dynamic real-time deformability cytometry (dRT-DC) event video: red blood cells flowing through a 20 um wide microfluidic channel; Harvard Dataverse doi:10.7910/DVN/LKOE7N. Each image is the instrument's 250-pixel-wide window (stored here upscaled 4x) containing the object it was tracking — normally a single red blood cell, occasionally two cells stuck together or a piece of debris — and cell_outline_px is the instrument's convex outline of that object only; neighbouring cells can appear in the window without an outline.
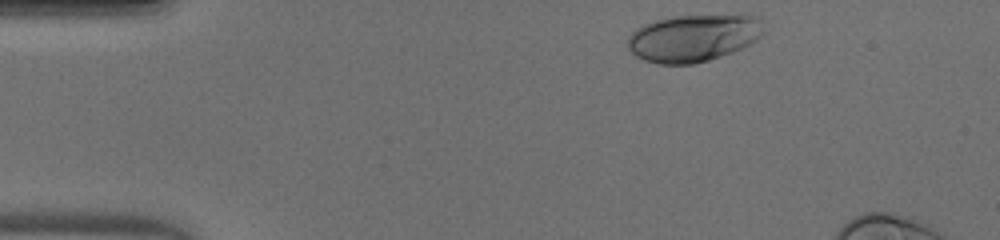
{"species": "human", "species_latin": "Homo sapiens", "temperature_condition": "warm", "stored_images_in_passage": 34, "camera_frame_rate_fps": 3000, "um_per_image_px": 0.085, "donor": {"sex": "male"}, "frame": {"image": 1, "passage_image": 1, "time_ms": 0.0, "image_size_px": [1000, 240], "cell_outline_px": [[764, 32], [756, 40], [732, 52], [708, 60], [692, 64], [660, 64], [644, 60], [636, 56], [628, 48], [628, 36], [636, 28], [644, 24], [656, 20], [672, 16], [740, 12], [748, 12], [760, 16]], "centroid_in_image_um": [59.01, 3.16], "position_along_channel_um": 26.0, "area_um2": 38.44}}
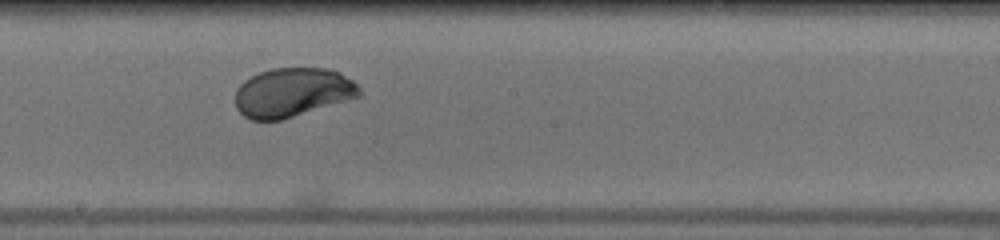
{"frame": {"image": 2, "passage_image": 21, "time_ms": 6.667, "image_size_px": [1000, 240], "cell_outline_px": [[360, 96], [348, 100], [280, 120], [252, 120], [244, 116], [236, 108], [236, 88], [244, 80], [260, 72], [272, 68], [328, 68], [340, 72], [352, 80], [360, 88]], "centroid_in_image_um": [24.85, 7.85], "position_along_channel_um": 223.3, "area_um2": 35.37}}
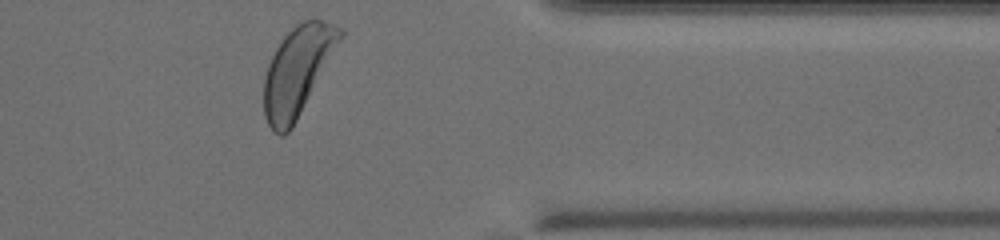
{"frame": {"image": 3, "passage_image": 34, "time_ms": 11.0, "image_size_px": [1000, 240], "cell_outline_px": [[344, 32], [292, 128], [284, 136], [280, 136], [272, 132], [264, 116], [264, 76], [268, 64], [280, 40], [296, 24], [304, 20], [320, 20], [344, 28]], "centroid_in_image_um": [25.23, 6.05], "position_along_channel_um": 386.2, "area_um2": 38.55}, "authors_computed_cell_mechanics": {"area_um2": 35.9227, "velocity_mm_per_s": 4.0799, "shape_relaxation_time_tau1_ms": 2.6356, "shape_relaxation_time_tau2_ms": null, "deformation_change_tau1": 0.153, "deformation_change_tau2": null}}